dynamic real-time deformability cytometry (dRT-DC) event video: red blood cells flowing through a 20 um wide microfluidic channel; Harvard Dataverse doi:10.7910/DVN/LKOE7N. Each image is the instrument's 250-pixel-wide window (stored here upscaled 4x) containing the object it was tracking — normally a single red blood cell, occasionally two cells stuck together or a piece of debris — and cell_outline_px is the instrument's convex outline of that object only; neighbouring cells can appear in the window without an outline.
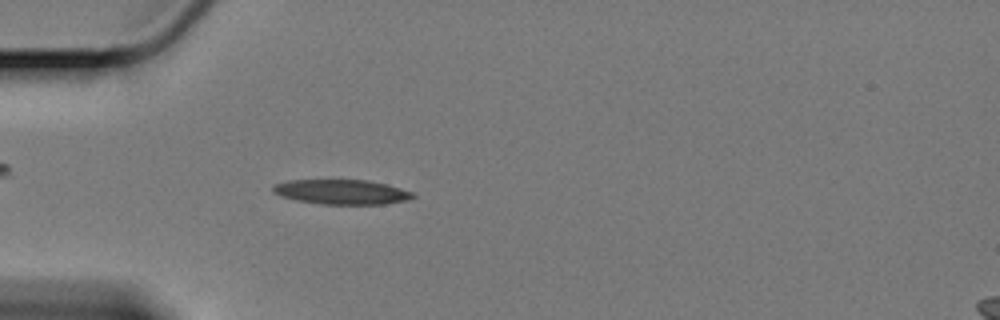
{"species": "Egyptian fruit bat (a non-hibernating species)", "species_latin": "Rousettus aegyptiacus", "temperature_condition": "cold", "stored_images_in_passage": 18, "camera_frame_rate_fps": 3000, "um_per_image_px": 0.085, "animal": {"sex": "female"}, "frame": {"image": 1, "passage_image": 3, "time_ms": 0.667, "image_size_px": [1000, 320], "cell_outline_px": [[416, 196], [404, 200], [384, 204], [320, 204], [296, 200], [280, 196], [272, 192], [272, 184], [288, 180], [368, 180], [400, 188], [412, 192]], "centroid_in_image_um": [28.96, 16.31], "position_along_channel_um": 56.0, "area_um2": 20.11}}
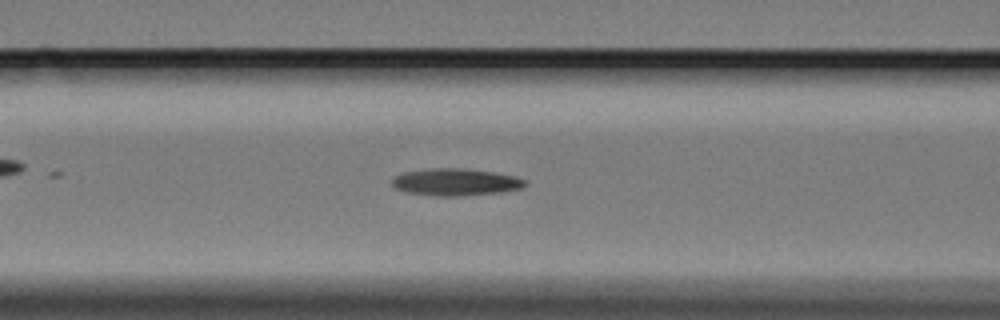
{"frame": {"image": 2, "passage_image": 10, "time_ms": 3.0, "image_size_px": [1000, 320], "cell_outline_px": [[528, 184], [524, 188], [504, 192], [460, 196], [432, 196], [404, 192], [396, 188], [392, 184], [392, 180], [396, 176], [404, 172], [432, 168], [460, 168], [492, 172], [512, 176], [528, 180]], "centroid_in_image_um": [38.76, 15.49], "position_along_channel_um": 127.8, "area_um2": 21.15}}
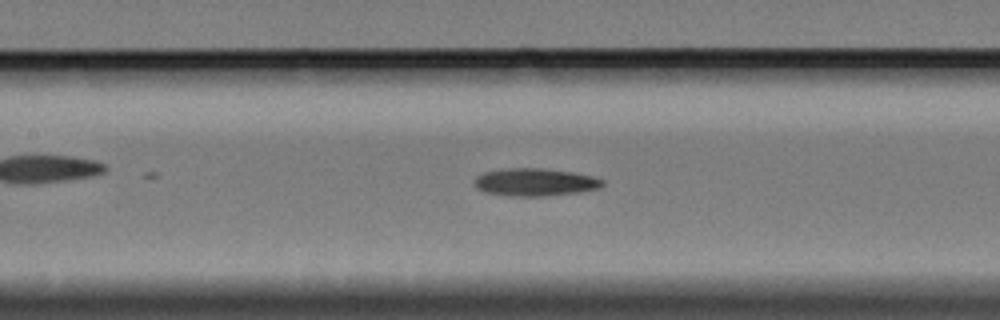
{"frame": {"image": 3, "passage_image": 13, "time_ms": 4.0, "image_size_px": [1000, 320], "cell_outline_px": [[604, 184], [600, 188], [576, 192], [540, 196], [512, 196], [484, 192], [476, 188], [476, 176], [484, 172], [508, 168], [540, 168], [572, 172], [592, 176], [604, 180]], "centroid_in_image_um": [45.47, 15.48], "position_along_channel_um": 161.9, "area_um2": 20.4}}